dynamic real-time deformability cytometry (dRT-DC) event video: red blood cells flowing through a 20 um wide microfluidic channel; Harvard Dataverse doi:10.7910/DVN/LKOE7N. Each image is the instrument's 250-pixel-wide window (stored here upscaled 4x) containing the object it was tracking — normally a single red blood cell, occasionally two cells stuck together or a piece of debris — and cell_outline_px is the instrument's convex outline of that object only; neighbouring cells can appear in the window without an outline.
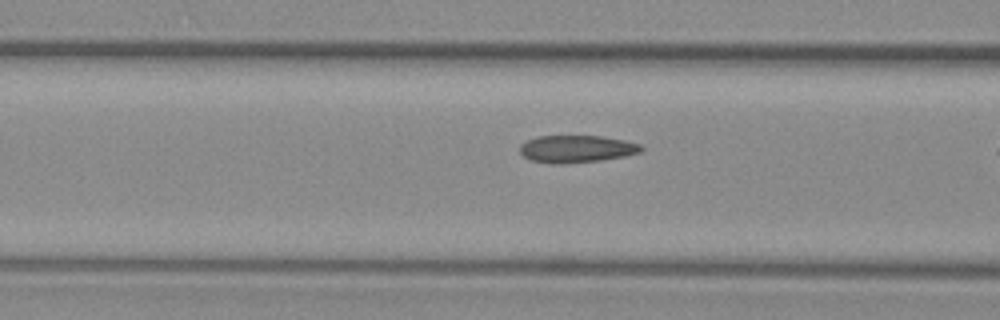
{"species": "common noctule bat (a hibernating species)", "species_latin": "Nyctalus noctula", "temperature_condition": "warm", "stored_images_in_passage": 17, "camera_frame_rate_fps": 3000, "um_per_image_px": 0.085, "animal": {"sex": "female", "body_mass_g": 29.2, "forearm_length_mm": 56.3}, "frame": {"image": 1, "passage_image": 15, "time_ms": 4.667, "image_size_px": [1000, 320], "cell_outline_px": [[644, 148], [640, 152], [624, 156], [600, 160], [560, 164], [548, 164], [532, 160], [524, 156], [520, 152], [520, 144], [528, 140], [540, 136], [600, 136], [624, 140], [640, 144]], "centroid_in_image_um": [49.0, 12.66], "position_along_channel_um": 117.6, "area_um2": 19.19}}